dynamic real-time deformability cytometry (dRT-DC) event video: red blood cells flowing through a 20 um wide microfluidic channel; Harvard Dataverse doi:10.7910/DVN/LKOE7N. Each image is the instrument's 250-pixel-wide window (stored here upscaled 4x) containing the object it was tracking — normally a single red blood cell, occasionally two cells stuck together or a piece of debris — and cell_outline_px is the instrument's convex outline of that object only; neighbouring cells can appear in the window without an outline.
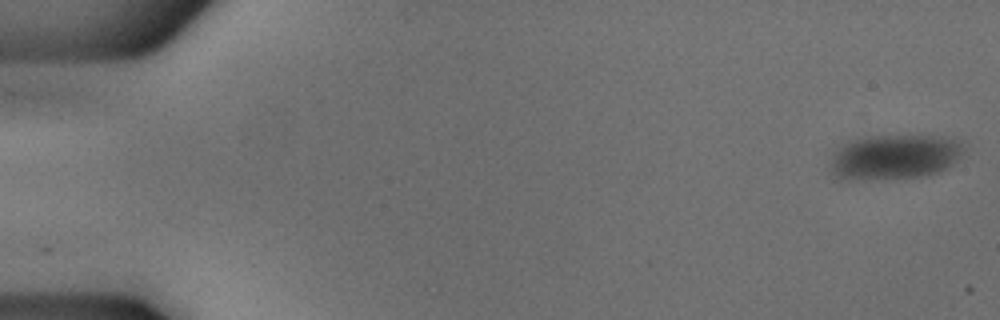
{"species": "common noctule bat (a hibernating species)", "species_latin": "Nyctalus noctula", "temperature_condition": "cold", "stored_images_in_passage": 17, "camera_frame_rate_fps": 3000, "um_per_image_px": 0.085, "animal": {"sex": "male", "body_mass_g": 18.8}, "frame": {"image": 1, "passage_image": 1, "time_ms": 0.0, "image_size_px": [1000, 320], "cell_outline_px": [[964, 152], [956, 160], [944, 168], [936, 172], [924, 176], [864, 180], [848, 180], [836, 176], [832, 172], [832, 156], [844, 144], [852, 140], [868, 136], [944, 136], [956, 140], [964, 148]], "centroid_in_image_um": [76.03, 13.34], "position_along_channel_um": 9.0, "area_um2": 34.45}}